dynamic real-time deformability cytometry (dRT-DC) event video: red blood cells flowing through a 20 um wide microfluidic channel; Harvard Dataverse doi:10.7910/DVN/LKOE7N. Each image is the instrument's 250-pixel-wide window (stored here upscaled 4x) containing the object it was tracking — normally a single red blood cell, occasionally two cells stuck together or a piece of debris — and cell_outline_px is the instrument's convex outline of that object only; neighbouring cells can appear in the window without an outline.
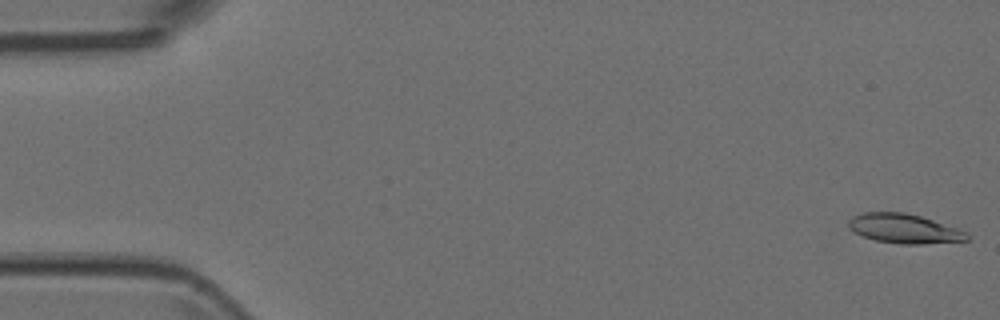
{"species": "Egyptian fruit bat (a non-hibernating species)", "species_latin": "Rousettus aegyptiacus", "temperature_condition": "room temperature", "stored_images_in_passage": 5, "camera_frame_rate_fps": 3000, "um_per_image_px": 0.085, "animal": {"sex": "female"}, "frame": {"image": 1, "passage_image": 1, "time_ms": 0.0, "image_size_px": [1000, 320], "cell_outline_px": [[968, 240], [920, 244], [900, 244], [876, 240], [864, 236], [856, 232], [848, 224], [848, 220], [852, 216], [864, 212], [904, 212], [920, 216], [968, 232]], "centroid_in_image_um": [76.85, 19.43], "position_along_channel_um": 8.1, "area_um2": 19.94}}